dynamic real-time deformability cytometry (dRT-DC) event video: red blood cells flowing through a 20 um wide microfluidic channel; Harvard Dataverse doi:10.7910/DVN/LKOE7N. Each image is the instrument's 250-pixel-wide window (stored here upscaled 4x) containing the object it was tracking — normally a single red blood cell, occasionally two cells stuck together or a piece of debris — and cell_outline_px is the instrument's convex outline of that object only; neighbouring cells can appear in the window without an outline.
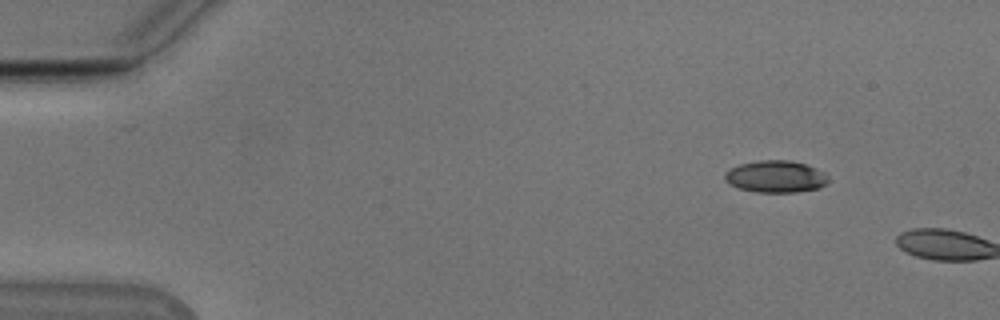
{"species": "Egyptian fruit bat (a non-hibernating species)", "species_latin": "Rousettus aegyptiacus", "temperature_condition": "cold", "stored_images_in_passage": 3, "camera_frame_rate_fps": 3000, "um_per_image_px": 0.085, "animal": {"sex": "male"}, "frame": {"image": 1, "passage_image": 1, "time_ms": 0.0, "image_size_px": [1000, 320], "cell_outline_px": [[828, 184], [816, 188], [796, 192], [756, 192], [740, 188], [724, 180], [724, 172], [740, 164], [760, 160], [788, 160], [804, 164], [816, 168], [824, 172], [828, 176]], "centroid_in_image_um": [65.94, 15.0], "position_along_channel_um": 19.1, "area_um2": 19.13}}